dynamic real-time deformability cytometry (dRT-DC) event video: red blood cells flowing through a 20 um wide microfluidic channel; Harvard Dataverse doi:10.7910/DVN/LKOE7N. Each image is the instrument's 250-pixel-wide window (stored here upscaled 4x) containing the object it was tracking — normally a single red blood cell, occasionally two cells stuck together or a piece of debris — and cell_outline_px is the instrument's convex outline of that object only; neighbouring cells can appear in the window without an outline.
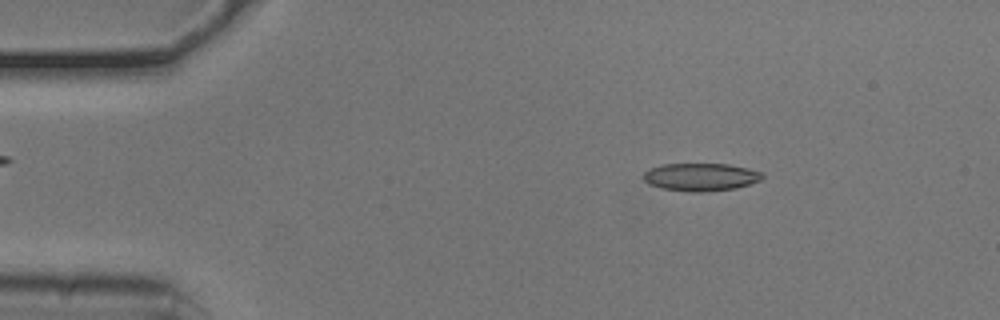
{"species": "common noctule bat (a hibernating species)", "species_latin": "Nyctalus noctula", "temperature_condition": "cold", "stored_images_in_passage": 52, "camera_frame_rate_fps": 3000, "um_per_image_px": 0.085, "animal": {"sex": "male", "body_mass_g": 20.5, "forearm_length_mm": 52.5}, "frame": {"image": 1, "passage_image": 7, "time_ms": 2.0, "image_size_px": [1000, 320], "cell_outline_px": [[764, 176], [760, 180], [736, 188], [704, 192], [688, 192], [660, 188], [648, 184], [644, 180], [644, 172], [648, 168], [664, 164], [728, 164], [748, 168], [764, 172]], "centroid_in_image_um": [59.55, 15.05], "position_along_channel_um": 25.4, "area_um2": 19.42}}
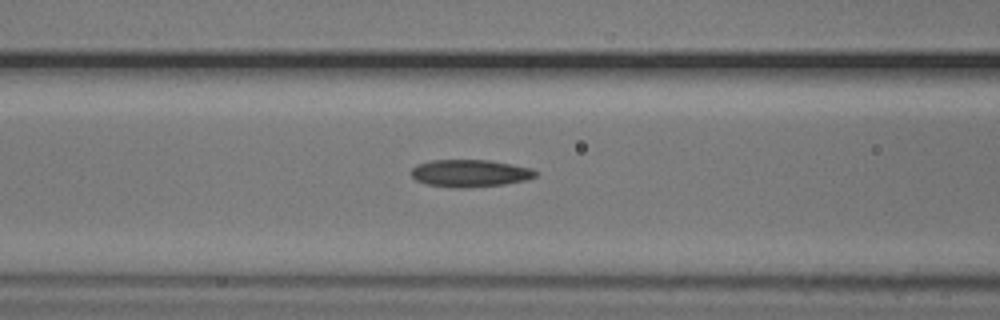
{"frame": {"image": 2, "passage_image": 20, "time_ms": 6.333, "image_size_px": [1000, 320], "cell_outline_px": [[540, 172], [536, 176], [524, 180], [504, 184], [468, 188], [452, 188], [428, 184], [416, 180], [412, 176], [412, 168], [416, 164], [432, 160], [488, 160], [512, 164], [532, 168]], "centroid_in_image_um": [39.96, 14.72], "position_along_channel_um": 126.6, "area_um2": 19.88}}
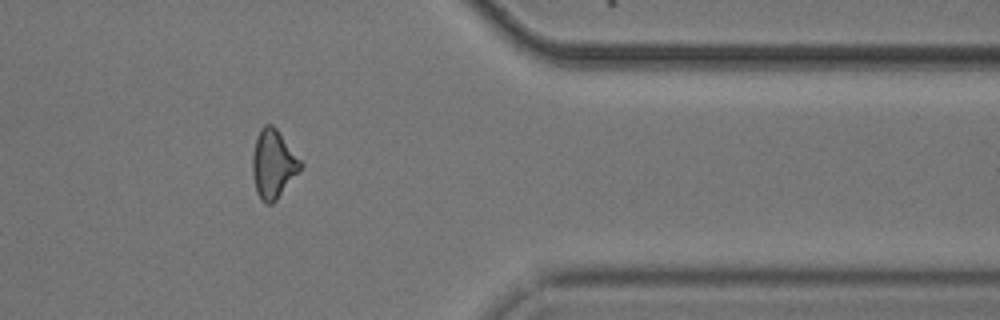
{"frame": {"image": 3, "passage_image": 42, "time_ms": 13.667, "image_size_px": [1000, 320], "cell_outline_px": [[304, 164], [276, 200], [272, 204], [264, 204], [260, 200], [256, 192], [252, 176], [252, 152], [260, 128], [264, 124], [272, 124], [276, 128]], "centroid_in_image_um": [23.19, 13.95], "position_along_channel_um": 388.2, "area_um2": 19.19}, "authors_computed_cell_mechanics": {"area_um2": 18.9584, "velocity_mm_per_s": 3.8024, "shape_relaxation_time_tau1_ms": null, "shape_relaxation_time_tau2_ms": 8.0762, "deformation_change_tau1": null, "deformation_change_tau2": 0.2006}}